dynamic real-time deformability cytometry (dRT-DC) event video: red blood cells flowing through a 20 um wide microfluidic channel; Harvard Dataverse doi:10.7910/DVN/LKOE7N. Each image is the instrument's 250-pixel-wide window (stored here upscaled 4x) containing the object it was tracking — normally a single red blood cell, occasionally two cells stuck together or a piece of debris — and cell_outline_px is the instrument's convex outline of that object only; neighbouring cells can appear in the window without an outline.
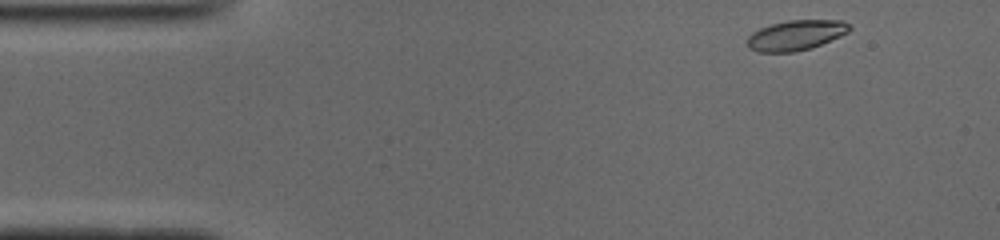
{"species": "common noctule bat (a hibernating species)", "species_latin": "Nyctalus noctula", "temperature_condition": "cold", "stored_images_in_passage": 47, "camera_frame_rate_fps": 3000, "um_per_image_px": 0.085, "animal": {"sex": "male", "body_mass_g": 19.0, "forearm_length_mm": 50.8}, "frame": {"image": 1, "passage_image": 1, "time_ms": 0.0, "image_size_px": [1000, 240], "cell_outline_px": [[852, 28], [848, 32], [840, 36], [820, 44], [808, 48], [792, 52], [756, 52], [748, 48], [748, 36], [752, 32], [760, 28], [772, 24], [788, 20], [840, 20], [848, 24]], "centroid_in_image_um": [67.62, 2.99], "position_along_channel_um": 17.4, "area_um2": 17.74}}
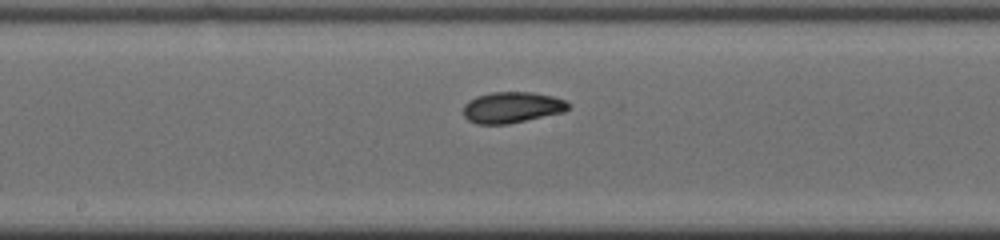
{"frame": {"image": 2, "passage_image": 22, "time_ms": 7.0, "image_size_px": [1000, 240], "cell_outline_px": [[572, 104], [564, 112], [508, 124], [476, 124], [468, 120], [464, 116], [464, 104], [468, 100], [476, 96], [492, 92], [532, 92], [552, 96], [564, 100]], "centroid_in_image_um": [43.51, 9.13], "position_along_channel_um": 204.7, "area_um2": 19.07}}
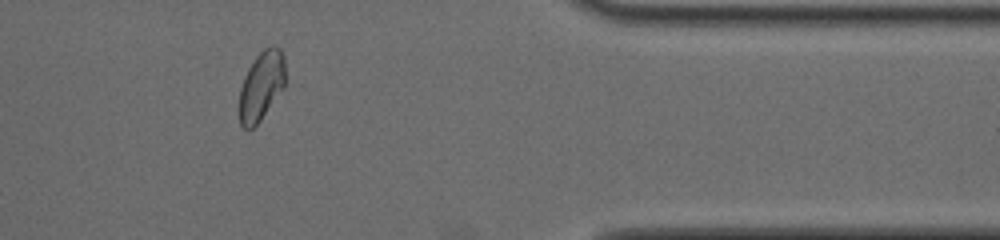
{"frame": {"image": 3, "passage_image": 38, "time_ms": 12.333, "image_size_px": [1000, 240], "cell_outline_px": [[288, 84], [260, 120], [252, 128], [244, 128], [240, 124], [240, 88], [244, 76], [248, 68], [256, 56], [264, 48], [272, 44], [276, 44], [280, 48], [284, 56], [288, 80]], "centroid_in_image_um": [22.29, 7.23], "position_along_channel_um": 389.1, "area_um2": 19.07}, "authors_computed_cell_mechanics": {"area_um2": 19.074, "velocity_mm_per_s": 3.9146, "shape_relaxation_time_tau1_ms": 6.0177, "shape_relaxation_time_tau2_ms": 1.829, "deformation_change_tau1": 0.1519, "deformation_change_tau2": 0.0559}}